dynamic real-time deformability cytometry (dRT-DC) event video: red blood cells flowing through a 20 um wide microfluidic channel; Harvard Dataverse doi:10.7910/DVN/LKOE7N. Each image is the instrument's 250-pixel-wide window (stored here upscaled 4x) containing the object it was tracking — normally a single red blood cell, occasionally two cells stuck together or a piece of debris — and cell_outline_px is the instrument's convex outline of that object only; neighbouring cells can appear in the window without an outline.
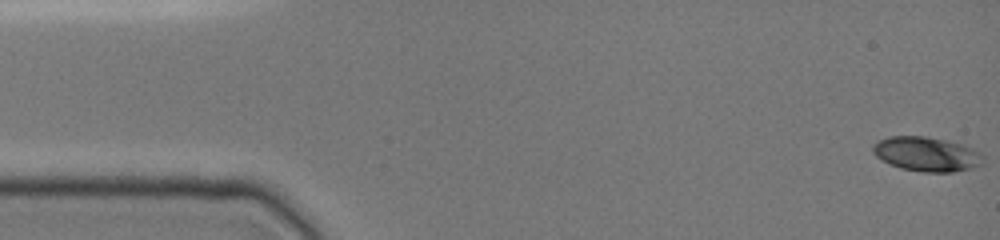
{"species": "common noctule bat (a hibernating species)", "species_latin": "Nyctalus noctula", "temperature_condition": "cold", "stored_images_in_passage": 50, "camera_frame_rate_fps": 3000, "um_per_image_px": 0.085, "animal": {"sex": "female", "body_mass_g": 19.0, "forearm_length_mm": 51.5}, "frame": {"image": 1, "passage_image": 1, "time_ms": 0.0, "image_size_px": [1000, 240], "cell_outline_px": [[984, 164], [972, 168], [952, 172], [924, 172], [900, 168], [876, 156], [872, 152], [872, 148], [880, 140], [888, 136], [924, 136], [948, 140], [972, 148], [980, 152], [984, 156]], "centroid_in_image_um": [78.81, 13.1], "position_along_channel_um": 6.2, "area_um2": 22.08}}
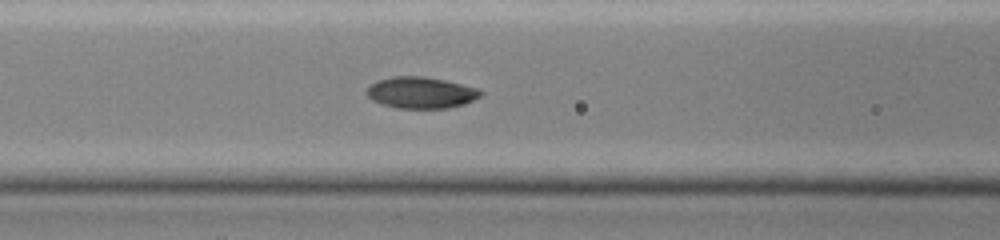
{"frame": {"image": 2, "passage_image": 20, "time_ms": 6.333, "image_size_px": [1000, 240], "cell_outline_px": [[484, 92], [480, 96], [464, 104], [448, 108], [396, 108], [380, 104], [372, 100], [364, 92], [368, 84], [376, 80], [392, 76], [424, 76], [444, 80], [480, 88]], "centroid_in_image_um": [35.73, 7.86], "position_along_channel_um": 130.9, "area_um2": 21.21}}
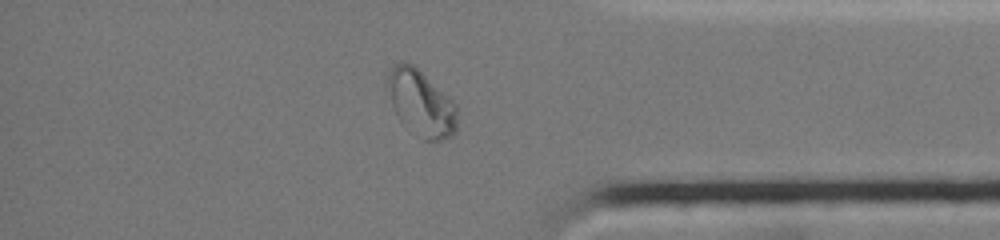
{"frame": {"image": 3, "passage_image": 41, "time_ms": 13.333, "image_size_px": [1000, 240], "cell_outline_px": [[456, 132], [452, 136], [440, 140], [424, 140], [404, 128], [396, 116], [392, 108], [384, 88], [384, 84], [392, 64], [400, 60], [404, 60], [412, 64], [448, 96], [456, 104]], "centroid_in_image_um": [35.69, 8.76], "position_along_channel_um": 399.5, "area_um2": 27.57}, "authors_computed_cell_mechanics": {"area_um2": 20.8658, "velocity_mm_per_s": 3.9393, "shape_relaxation_time_tau1_ms": 5.2957, "shape_relaxation_time_tau2_ms": 1.6921, "deformation_change_tau1": 0.151, "deformation_change_tau2": 0.0331}}